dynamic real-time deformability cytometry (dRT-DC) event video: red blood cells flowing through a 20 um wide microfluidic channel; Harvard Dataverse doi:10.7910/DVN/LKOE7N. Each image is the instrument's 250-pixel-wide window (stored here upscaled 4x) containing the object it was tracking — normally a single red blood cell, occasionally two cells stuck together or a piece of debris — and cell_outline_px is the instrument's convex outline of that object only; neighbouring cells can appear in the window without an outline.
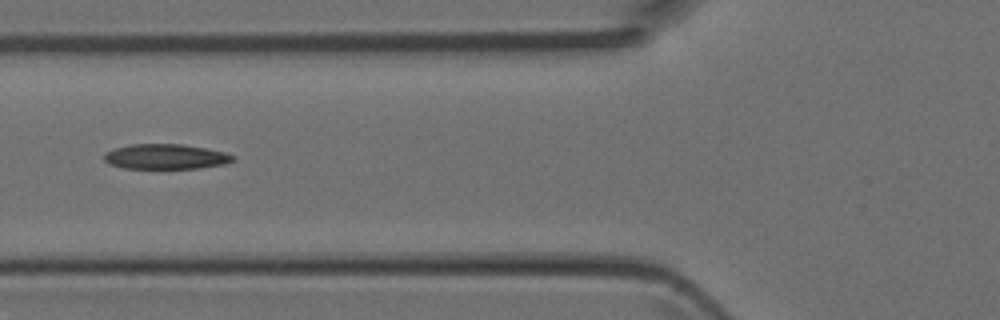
{"species": "Egyptian fruit bat (a non-hibernating species)", "species_latin": "Rousettus aegyptiacus", "temperature_condition": "room temperature", "stored_images_in_passage": 2, "camera_frame_rate_fps": 3000, "um_per_image_px": 0.085, "animal": {"sex": "female"}, "frame": {"image": 1, "passage_image": 2, "time_ms": 0.333, "image_size_px": [1000, 320], "cell_outline_px": [[236, 160], [224, 164], [200, 168], [124, 168], [108, 164], [104, 160], [104, 152], [116, 148], [132, 144], [180, 144], [204, 148], [224, 152], [236, 156]], "centroid_in_image_um": [14.08, 13.32], "position_along_channel_um": 111.7, "area_um2": 18.79}}